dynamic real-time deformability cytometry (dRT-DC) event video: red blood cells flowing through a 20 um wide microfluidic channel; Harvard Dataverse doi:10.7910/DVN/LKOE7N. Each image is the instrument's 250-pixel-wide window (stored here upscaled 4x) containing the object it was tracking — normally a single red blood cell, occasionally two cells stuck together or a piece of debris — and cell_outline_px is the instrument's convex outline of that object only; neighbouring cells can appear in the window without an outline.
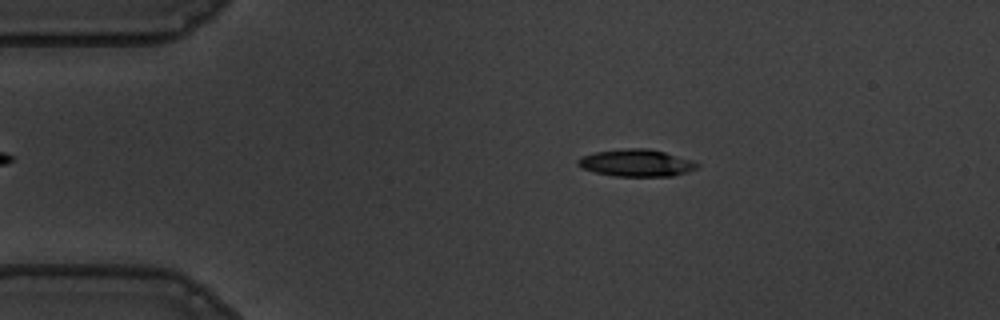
{"species": "common noctule bat (a hibernating species)", "species_latin": "Nyctalus noctula", "temperature_condition": "warm", "stored_images_in_passage": 54, "camera_frame_rate_fps": 3000, "um_per_image_px": 0.085, "animal": {"sex": "male", "body_mass_g": 19.5, "forearm_length_mm": 54.6}, "frame": {"image": 1, "passage_image": 8, "time_ms": 2.333, "image_size_px": [1000, 320], "cell_outline_px": [[700, 164], [696, 168], [688, 172], [672, 176], [612, 176], [580, 168], [576, 164], [576, 160], [580, 156], [596, 152], [628, 148], [648, 148], [664, 152], [692, 160]], "centroid_in_image_um": [54.06, 13.85], "position_along_channel_um": 30.9, "area_um2": 18.9}}
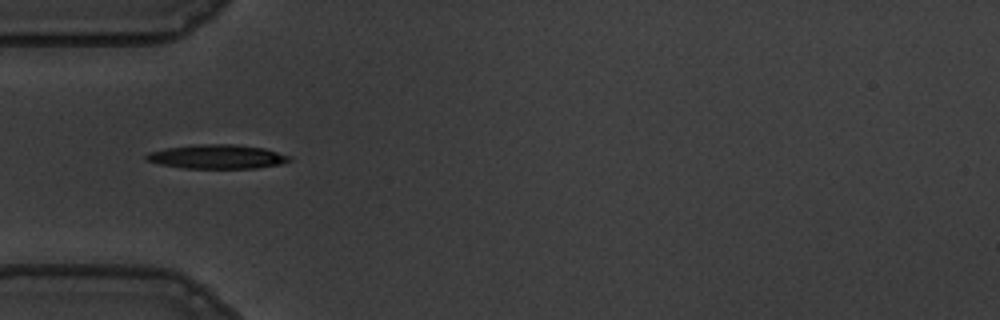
{"frame": {"image": 2, "passage_image": 15, "time_ms": 4.667, "image_size_px": [1000, 320], "cell_outline_px": [[292, 160], [280, 164], [256, 168], [184, 168], [160, 164], [144, 160], [144, 156], [148, 152], [164, 148], [200, 144], [236, 144], [264, 148], [292, 156]], "centroid_in_image_um": [18.45, 13.31], "position_along_channel_um": 66.6, "area_um2": 20.23}}
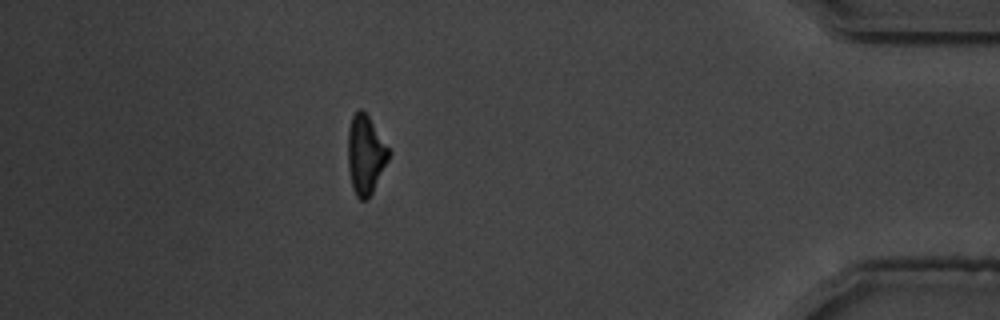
{"frame": {"image": 3, "passage_image": 47, "time_ms": 15.333, "image_size_px": [1000, 320], "cell_outline_px": [[392, 152], [368, 200], [360, 200], [356, 196], [352, 188], [348, 168], [348, 128], [352, 116], [360, 108], [368, 116]], "centroid_in_image_um": [31.06, 13.16], "position_along_channel_um": 404.1, "area_um2": 18.79}, "authors_computed_cell_mechanics": {"area_um2": 19.363, "velocity_mm_per_s": 3.6028, "shape_relaxation_time_tau1_ms": 7.1537, "shape_relaxation_time_tau2_ms": 6.5517, "deformation_change_tau1": 0.1966, "deformation_change_tau2": 0.1768}}